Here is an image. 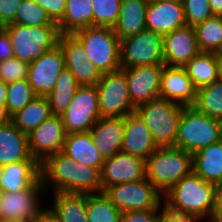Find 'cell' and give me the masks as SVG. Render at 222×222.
Segmentation results:
<instances>
[{
	"label": "cell",
	"instance_id": "ab89813d",
	"mask_svg": "<svg viewBox=\"0 0 222 222\" xmlns=\"http://www.w3.org/2000/svg\"><path fill=\"white\" fill-rule=\"evenodd\" d=\"M29 64L17 58L0 61V80L6 84L28 78Z\"/></svg>",
	"mask_w": 222,
	"mask_h": 222
},
{
	"label": "cell",
	"instance_id": "277c9868",
	"mask_svg": "<svg viewBox=\"0 0 222 222\" xmlns=\"http://www.w3.org/2000/svg\"><path fill=\"white\" fill-rule=\"evenodd\" d=\"M184 105L162 96L151 99L135 109L148 127L157 147H175L179 120Z\"/></svg>",
	"mask_w": 222,
	"mask_h": 222
},
{
	"label": "cell",
	"instance_id": "d6986e66",
	"mask_svg": "<svg viewBox=\"0 0 222 222\" xmlns=\"http://www.w3.org/2000/svg\"><path fill=\"white\" fill-rule=\"evenodd\" d=\"M196 93L197 89L183 67L163 66L160 96L184 106H193Z\"/></svg>",
	"mask_w": 222,
	"mask_h": 222
},
{
	"label": "cell",
	"instance_id": "7c38bea8",
	"mask_svg": "<svg viewBox=\"0 0 222 222\" xmlns=\"http://www.w3.org/2000/svg\"><path fill=\"white\" fill-rule=\"evenodd\" d=\"M44 193L48 192L45 191L41 179L26 190L5 192L0 201V222H32L45 209L40 201Z\"/></svg>",
	"mask_w": 222,
	"mask_h": 222
},
{
	"label": "cell",
	"instance_id": "cb8c5ba5",
	"mask_svg": "<svg viewBox=\"0 0 222 222\" xmlns=\"http://www.w3.org/2000/svg\"><path fill=\"white\" fill-rule=\"evenodd\" d=\"M27 159H35L29 151L28 135L11 121L0 125V167Z\"/></svg>",
	"mask_w": 222,
	"mask_h": 222
},
{
	"label": "cell",
	"instance_id": "83f0119b",
	"mask_svg": "<svg viewBox=\"0 0 222 222\" xmlns=\"http://www.w3.org/2000/svg\"><path fill=\"white\" fill-rule=\"evenodd\" d=\"M222 55L212 52H199L183 68L198 90L219 80Z\"/></svg>",
	"mask_w": 222,
	"mask_h": 222
},
{
	"label": "cell",
	"instance_id": "2e32d148",
	"mask_svg": "<svg viewBox=\"0 0 222 222\" xmlns=\"http://www.w3.org/2000/svg\"><path fill=\"white\" fill-rule=\"evenodd\" d=\"M58 44L64 54L65 68L80 86L96 85L100 81L102 74L87 60L82 43L73 34H60Z\"/></svg>",
	"mask_w": 222,
	"mask_h": 222
},
{
	"label": "cell",
	"instance_id": "8fae6325",
	"mask_svg": "<svg viewBox=\"0 0 222 222\" xmlns=\"http://www.w3.org/2000/svg\"><path fill=\"white\" fill-rule=\"evenodd\" d=\"M61 117L66 134L89 132L101 118L96 85L79 86Z\"/></svg>",
	"mask_w": 222,
	"mask_h": 222
},
{
	"label": "cell",
	"instance_id": "816d5d0a",
	"mask_svg": "<svg viewBox=\"0 0 222 222\" xmlns=\"http://www.w3.org/2000/svg\"><path fill=\"white\" fill-rule=\"evenodd\" d=\"M204 219H207V222H222V214H219L215 211L208 215L206 218H203L202 221Z\"/></svg>",
	"mask_w": 222,
	"mask_h": 222
},
{
	"label": "cell",
	"instance_id": "4dcf8cb0",
	"mask_svg": "<svg viewBox=\"0 0 222 222\" xmlns=\"http://www.w3.org/2000/svg\"><path fill=\"white\" fill-rule=\"evenodd\" d=\"M53 115L46 96H37L23 109L11 116V122L23 133L29 135Z\"/></svg>",
	"mask_w": 222,
	"mask_h": 222
},
{
	"label": "cell",
	"instance_id": "f907efd6",
	"mask_svg": "<svg viewBox=\"0 0 222 222\" xmlns=\"http://www.w3.org/2000/svg\"><path fill=\"white\" fill-rule=\"evenodd\" d=\"M7 97V84L0 80V104H5Z\"/></svg>",
	"mask_w": 222,
	"mask_h": 222
},
{
	"label": "cell",
	"instance_id": "9a60e30c",
	"mask_svg": "<svg viewBox=\"0 0 222 222\" xmlns=\"http://www.w3.org/2000/svg\"><path fill=\"white\" fill-rule=\"evenodd\" d=\"M100 174L101 192L110 186L141 180L146 178L145 159L121 151L105 159Z\"/></svg>",
	"mask_w": 222,
	"mask_h": 222
},
{
	"label": "cell",
	"instance_id": "7bdbcfd3",
	"mask_svg": "<svg viewBox=\"0 0 222 222\" xmlns=\"http://www.w3.org/2000/svg\"><path fill=\"white\" fill-rule=\"evenodd\" d=\"M22 0H0V27L15 21Z\"/></svg>",
	"mask_w": 222,
	"mask_h": 222
},
{
	"label": "cell",
	"instance_id": "ac0fdd59",
	"mask_svg": "<svg viewBox=\"0 0 222 222\" xmlns=\"http://www.w3.org/2000/svg\"><path fill=\"white\" fill-rule=\"evenodd\" d=\"M164 65L184 67L199 52L194 27L185 25L163 36Z\"/></svg>",
	"mask_w": 222,
	"mask_h": 222
},
{
	"label": "cell",
	"instance_id": "8d00e7d4",
	"mask_svg": "<svg viewBox=\"0 0 222 222\" xmlns=\"http://www.w3.org/2000/svg\"><path fill=\"white\" fill-rule=\"evenodd\" d=\"M37 95L28 82V79L7 84L6 109L10 116L23 109Z\"/></svg>",
	"mask_w": 222,
	"mask_h": 222
},
{
	"label": "cell",
	"instance_id": "681fc988",
	"mask_svg": "<svg viewBox=\"0 0 222 222\" xmlns=\"http://www.w3.org/2000/svg\"><path fill=\"white\" fill-rule=\"evenodd\" d=\"M11 121V116L8 114L6 105L0 104V125L9 123Z\"/></svg>",
	"mask_w": 222,
	"mask_h": 222
},
{
	"label": "cell",
	"instance_id": "7dc6e473",
	"mask_svg": "<svg viewBox=\"0 0 222 222\" xmlns=\"http://www.w3.org/2000/svg\"><path fill=\"white\" fill-rule=\"evenodd\" d=\"M216 212L222 214V183L216 185Z\"/></svg>",
	"mask_w": 222,
	"mask_h": 222
},
{
	"label": "cell",
	"instance_id": "ba28073f",
	"mask_svg": "<svg viewBox=\"0 0 222 222\" xmlns=\"http://www.w3.org/2000/svg\"><path fill=\"white\" fill-rule=\"evenodd\" d=\"M103 192L121 212L164 208L163 195L146 178L110 186Z\"/></svg>",
	"mask_w": 222,
	"mask_h": 222
},
{
	"label": "cell",
	"instance_id": "c3c4849f",
	"mask_svg": "<svg viewBox=\"0 0 222 222\" xmlns=\"http://www.w3.org/2000/svg\"><path fill=\"white\" fill-rule=\"evenodd\" d=\"M213 15L222 16V0H209Z\"/></svg>",
	"mask_w": 222,
	"mask_h": 222
},
{
	"label": "cell",
	"instance_id": "e575fe53",
	"mask_svg": "<svg viewBox=\"0 0 222 222\" xmlns=\"http://www.w3.org/2000/svg\"><path fill=\"white\" fill-rule=\"evenodd\" d=\"M193 107L211 118L222 121V83L217 80L199 88Z\"/></svg>",
	"mask_w": 222,
	"mask_h": 222
},
{
	"label": "cell",
	"instance_id": "ee69618b",
	"mask_svg": "<svg viewBox=\"0 0 222 222\" xmlns=\"http://www.w3.org/2000/svg\"><path fill=\"white\" fill-rule=\"evenodd\" d=\"M14 58V51L8 32L0 27V61Z\"/></svg>",
	"mask_w": 222,
	"mask_h": 222
},
{
	"label": "cell",
	"instance_id": "52a82bcc",
	"mask_svg": "<svg viewBox=\"0 0 222 222\" xmlns=\"http://www.w3.org/2000/svg\"><path fill=\"white\" fill-rule=\"evenodd\" d=\"M11 39L14 58L31 64L46 51L58 44V26H36L9 24L3 26Z\"/></svg>",
	"mask_w": 222,
	"mask_h": 222
},
{
	"label": "cell",
	"instance_id": "f546056e",
	"mask_svg": "<svg viewBox=\"0 0 222 222\" xmlns=\"http://www.w3.org/2000/svg\"><path fill=\"white\" fill-rule=\"evenodd\" d=\"M57 26L59 34H72L93 26L92 0H66L64 16Z\"/></svg>",
	"mask_w": 222,
	"mask_h": 222
},
{
	"label": "cell",
	"instance_id": "f6af8a7d",
	"mask_svg": "<svg viewBox=\"0 0 222 222\" xmlns=\"http://www.w3.org/2000/svg\"><path fill=\"white\" fill-rule=\"evenodd\" d=\"M158 222H200V221L190 217L172 214L164 210L160 215Z\"/></svg>",
	"mask_w": 222,
	"mask_h": 222
},
{
	"label": "cell",
	"instance_id": "30bf717a",
	"mask_svg": "<svg viewBox=\"0 0 222 222\" xmlns=\"http://www.w3.org/2000/svg\"><path fill=\"white\" fill-rule=\"evenodd\" d=\"M101 117H126L135 112L128 93L126 73L123 69L102 74L96 84Z\"/></svg>",
	"mask_w": 222,
	"mask_h": 222
},
{
	"label": "cell",
	"instance_id": "4316f807",
	"mask_svg": "<svg viewBox=\"0 0 222 222\" xmlns=\"http://www.w3.org/2000/svg\"><path fill=\"white\" fill-rule=\"evenodd\" d=\"M192 172L215 185L222 183V139L192 155Z\"/></svg>",
	"mask_w": 222,
	"mask_h": 222
},
{
	"label": "cell",
	"instance_id": "5b68a950",
	"mask_svg": "<svg viewBox=\"0 0 222 222\" xmlns=\"http://www.w3.org/2000/svg\"><path fill=\"white\" fill-rule=\"evenodd\" d=\"M222 139V121L199 112L193 106H184L177 130L175 147L192 155Z\"/></svg>",
	"mask_w": 222,
	"mask_h": 222
},
{
	"label": "cell",
	"instance_id": "d6a6232c",
	"mask_svg": "<svg viewBox=\"0 0 222 222\" xmlns=\"http://www.w3.org/2000/svg\"><path fill=\"white\" fill-rule=\"evenodd\" d=\"M200 52L222 55V16H212L194 27Z\"/></svg>",
	"mask_w": 222,
	"mask_h": 222
},
{
	"label": "cell",
	"instance_id": "74e56055",
	"mask_svg": "<svg viewBox=\"0 0 222 222\" xmlns=\"http://www.w3.org/2000/svg\"><path fill=\"white\" fill-rule=\"evenodd\" d=\"M93 26L113 28L118 21L121 0H92Z\"/></svg>",
	"mask_w": 222,
	"mask_h": 222
},
{
	"label": "cell",
	"instance_id": "3957f363",
	"mask_svg": "<svg viewBox=\"0 0 222 222\" xmlns=\"http://www.w3.org/2000/svg\"><path fill=\"white\" fill-rule=\"evenodd\" d=\"M145 165L146 179L164 195L192 172V154L177 147H157Z\"/></svg>",
	"mask_w": 222,
	"mask_h": 222
},
{
	"label": "cell",
	"instance_id": "1f68e13d",
	"mask_svg": "<svg viewBox=\"0 0 222 222\" xmlns=\"http://www.w3.org/2000/svg\"><path fill=\"white\" fill-rule=\"evenodd\" d=\"M79 86L73 74L64 68L54 89L46 96L53 115L61 116L64 114Z\"/></svg>",
	"mask_w": 222,
	"mask_h": 222
},
{
	"label": "cell",
	"instance_id": "603a6c76",
	"mask_svg": "<svg viewBox=\"0 0 222 222\" xmlns=\"http://www.w3.org/2000/svg\"><path fill=\"white\" fill-rule=\"evenodd\" d=\"M40 179V163L36 159H27L0 167V186L4 192L15 193L26 190Z\"/></svg>",
	"mask_w": 222,
	"mask_h": 222
},
{
	"label": "cell",
	"instance_id": "7a4b0ae2",
	"mask_svg": "<svg viewBox=\"0 0 222 222\" xmlns=\"http://www.w3.org/2000/svg\"><path fill=\"white\" fill-rule=\"evenodd\" d=\"M166 211L201 221L216 211V185L191 172L163 195Z\"/></svg>",
	"mask_w": 222,
	"mask_h": 222
},
{
	"label": "cell",
	"instance_id": "e0dca14e",
	"mask_svg": "<svg viewBox=\"0 0 222 222\" xmlns=\"http://www.w3.org/2000/svg\"><path fill=\"white\" fill-rule=\"evenodd\" d=\"M65 137L62 117L52 115L28 135L29 151L42 163L49 155L62 151Z\"/></svg>",
	"mask_w": 222,
	"mask_h": 222
},
{
	"label": "cell",
	"instance_id": "d4e9b609",
	"mask_svg": "<svg viewBox=\"0 0 222 222\" xmlns=\"http://www.w3.org/2000/svg\"><path fill=\"white\" fill-rule=\"evenodd\" d=\"M62 152L76 163L91 166L100 171L105 161L89 132L66 134Z\"/></svg>",
	"mask_w": 222,
	"mask_h": 222
},
{
	"label": "cell",
	"instance_id": "4fadbf2b",
	"mask_svg": "<svg viewBox=\"0 0 222 222\" xmlns=\"http://www.w3.org/2000/svg\"><path fill=\"white\" fill-rule=\"evenodd\" d=\"M64 68V54L59 44L29 64L27 79L35 94L47 96L54 89Z\"/></svg>",
	"mask_w": 222,
	"mask_h": 222
},
{
	"label": "cell",
	"instance_id": "484cf974",
	"mask_svg": "<svg viewBox=\"0 0 222 222\" xmlns=\"http://www.w3.org/2000/svg\"><path fill=\"white\" fill-rule=\"evenodd\" d=\"M149 0H121L119 18L113 27L119 40L146 29V9Z\"/></svg>",
	"mask_w": 222,
	"mask_h": 222
},
{
	"label": "cell",
	"instance_id": "f35d334b",
	"mask_svg": "<svg viewBox=\"0 0 222 222\" xmlns=\"http://www.w3.org/2000/svg\"><path fill=\"white\" fill-rule=\"evenodd\" d=\"M183 7L186 25L191 27L214 16L209 6V0H184Z\"/></svg>",
	"mask_w": 222,
	"mask_h": 222
},
{
	"label": "cell",
	"instance_id": "db71d44e",
	"mask_svg": "<svg viewBox=\"0 0 222 222\" xmlns=\"http://www.w3.org/2000/svg\"><path fill=\"white\" fill-rule=\"evenodd\" d=\"M219 81L222 83V62L220 65V70H219Z\"/></svg>",
	"mask_w": 222,
	"mask_h": 222
},
{
	"label": "cell",
	"instance_id": "6da1fadb",
	"mask_svg": "<svg viewBox=\"0 0 222 222\" xmlns=\"http://www.w3.org/2000/svg\"><path fill=\"white\" fill-rule=\"evenodd\" d=\"M40 170L45 191L51 188L54 193L101 192L100 170L76 163L62 151L49 155L40 163Z\"/></svg>",
	"mask_w": 222,
	"mask_h": 222
},
{
	"label": "cell",
	"instance_id": "f1b7e54d",
	"mask_svg": "<svg viewBox=\"0 0 222 222\" xmlns=\"http://www.w3.org/2000/svg\"><path fill=\"white\" fill-rule=\"evenodd\" d=\"M52 206H47L62 222H88L86 205L88 194L53 193Z\"/></svg>",
	"mask_w": 222,
	"mask_h": 222
},
{
	"label": "cell",
	"instance_id": "8992f818",
	"mask_svg": "<svg viewBox=\"0 0 222 222\" xmlns=\"http://www.w3.org/2000/svg\"><path fill=\"white\" fill-rule=\"evenodd\" d=\"M72 34L82 43L87 60L101 74L120 69V40L113 28L90 26Z\"/></svg>",
	"mask_w": 222,
	"mask_h": 222
},
{
	"label": "cell",
	"instance_id": "60d3db41",
	"mask_svg": "<svg viewBox=\"0 0 222 222\" xmlns=\"http://www.w3.org/2000/svg\"><path fill=\"white\" fill-rule=\"evenodd\" d=\"M164 210L122 212L120 222H158Z\"/></svg>",
	"mask_w": 222,
	"mask_h": 222
},
{
	"label": "cell",
	"instance_id": "bcb514c9",
	"mask_svg": "<svg viewBox=\"0 0 222 222\" xmlns=\"http://www.w3.org/2000/svg\"><path fill=\"white\" fill-rule=\"evenodd\" d=\"M32 222H62L55 214L47 207L45 208Z\"/></svg>",
	"mask_w": 222,
	"mask_h": 222
},
{
	"label": "cell",
	"instance_id": "ffe728a7",
	"mask_svg": "<svg viewBox=\"0 0 222 222\" xmlns=\"http://www.w3.org/2000/svg\"><path fill=\"white\" fill-rule=\"evenodd\" d=\"M186 25L183 3L149 0L146 28L164 36Z\"/></svg>",
	"mask_w": 222,
	"mask_h": 222
},
{
	"label": "cell",
	"instance_id": "44dd1931",
	"mask_svg": "<svg viewBox=\"0 0 222 222\" xmlns=\"http://www.w3.org/2000/svg\"><path fill=\"white\" fill-rule=\"evenodd\" d=\"M124 130V117H101L89 130L93 143L104 159L121 152Z\"/></svg>",
	"mask_w": 222,
	"mask_h": 222
},
{
	"label": "cell",
	"instance_id": "7402d4cb",
	"mask_svg": "<svg viewBox=\"0 0 222 222\" xmlns=\"http://www.w3.org/2000/svg\"><path fill=\"white\" fill-rule=\"evenodd\" d=\"M156 149L150 131L141 117L136 112L128 114L125 117L121 151L146 160Z\"/></svg>",
	"mask_w": 222,
	"mask_h": 222
},
{
	"label": "cell",
	"instance_id": "b9f144b4",
	"mask_svg": "<svg viewBox=\"0 0 222 222\" xmlns=\"http://www.w3.org/2000/svg\"><path fill=\"white\" fill-rule=\"evenodd\" d=\"M38 3L48 14L50 19L58 24L65 12L66 0H34Z\"/></svg>",
	"mask_w": 222,
	"mask_h": 222
},
{
	"label": "cell",
	"instance_id": "f5cc1de1",
	"mask_svg": "<svg viewBox=\"0 0 222 222\" xmlns=\"http://www.w3.org/2000/svg\"><path fill=\"white\" fill-rule=\"evenodd\" d=\"M161 2H175V3H183L184 0H156Z\"/></svg>",
	"mask_w": 222,
	"mask_h": 222
},
{
	"label": "cell",
	"instance_id": "836d02e7",
	"mask_svg": "<svg viewBox=\"0 0 222 222\" xmlns=\"http://www.w3.org/2000/svg\"><path fill=\"white\" fill-rule=\"evenodd\" d=\"M122 212L104 192L88 194L86 216L88 222H120Z\"/></svg>",
	"mask_w": 222,
	"mask_h": 222
},
{
	"label": "cell",
	"instance_id": "d590c367",
	"mask_svg": "<svg viewBox=\"0 0 222 222\" xmlns=\"http://www.w3.org/2000/svg\"><path fill=\"white\" fill-rule=\"evenodd\" d=\"M12 24L36 26H57L47 12L34 0H22Z\"/></svg>",
	"mask_w": 222,
	"mask_h": 222
},
{
	"label": "cell",
	"instance_id": "9c48e42d",
	"mask_svg": "<svg viewBox=\"0 0 222 222\" xmlns=\"http://www.w3.org/2000/svg\"><path fill=\"white\" fill-rule=\"evenodd\" d=\"M164 65L163 36L150 29L120 40V68Z\"/></svg>",
	"mask_w": 222,
	"mask_h": 222
},
{
	"label": "cell",
	"instance_id": "5bb4252c",
	"mask_svg": "<svg viewBox=\"0 0 222 222\" xmlns=\"http://www.w3.org/2000/svg\"><path fill=\"white\" fill-rule=\"evenodd\" d=\"M163 66L141 65L123 68L126 73L129 97L135 109L160 95Z\"/></svg>",
	"mask_w": 222,
	"mask_h": 222
},
{
	"label": "cell",
	"instance_id": "11a10c76",
	"mask_svg": "<svg viewBox=\"0 0 222 222\" xmlns=\"http://www.w3.org/2000/svg\"><path fill=\"white\" fill-rule=\"evenodd\" d=\"M4 190L2 189V187L0 186V201L2 200L3 196H4Z\"/></svg>",
	"mask_w": 222,
	"mask_h": 222
}]
</instances>
